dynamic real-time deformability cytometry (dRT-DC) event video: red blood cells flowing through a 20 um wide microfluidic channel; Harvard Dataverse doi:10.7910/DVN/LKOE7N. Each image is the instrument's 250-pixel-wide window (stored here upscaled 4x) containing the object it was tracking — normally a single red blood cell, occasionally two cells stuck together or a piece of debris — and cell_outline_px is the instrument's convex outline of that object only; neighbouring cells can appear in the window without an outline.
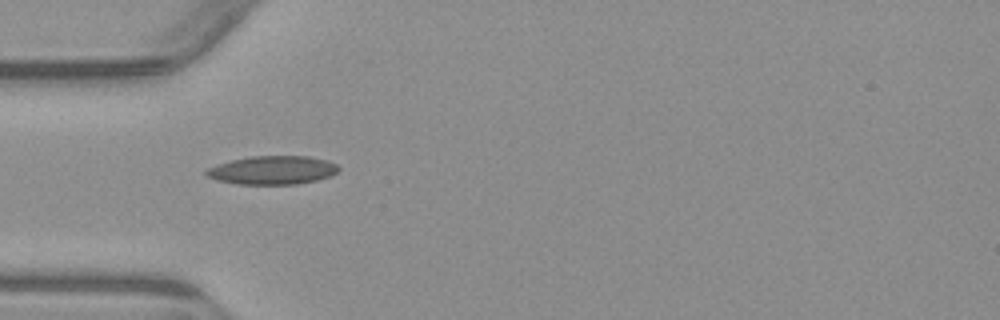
{"species": "common noctule bat (a hibernating species)", "species_latin": "Nyctalus noctula", "temperature_condition": "warm", "stored_images_in_passage": 3, "camera_frame_rate_fps": 3000, "um_per_image_px": 0.085, "animal": {"sex": "male", "body_mass_g": 23.1, "forearm_length_mm": 52.7}, "frame": {"image": 1, "passage_image": 1, "time_ms": 0.0, "image_size_px": [1000, 320], "cell_outline_px": [[340, 168], [336, 172], [328, 176], [316, 180], [296, 184], [236, 184], [220, 180], [208, 176], [204, 172], [208, 168], [232, 160], [252, 156], [308, 156], [324, 160], [336, 164]], "centroid_in_image_um": [23.17, 14.46], "position_along_channel_um": 61.8, "area_um2": 21.56}}
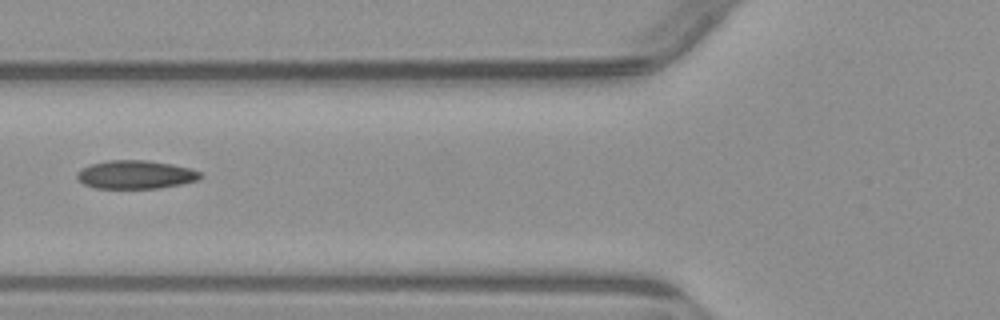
{"frame": {"image": 2, "passage_image": 2, "time_ms": 1.333, "image_size_px": [1000, 320], "cell_outline_px": [[204, 176], [196, 180], [180, 184], [160, 188], [96, 188], [84, 184], [76, 176], [76, 172], [80, 168], [92, 164], [108, 160], [148, 160], [172, 164], [188, 168], [200, 172]], "centroid_in_image_um": [11.51, 14.83], "position_along_channel_um": 114.3, "area_um2": 20.35}}
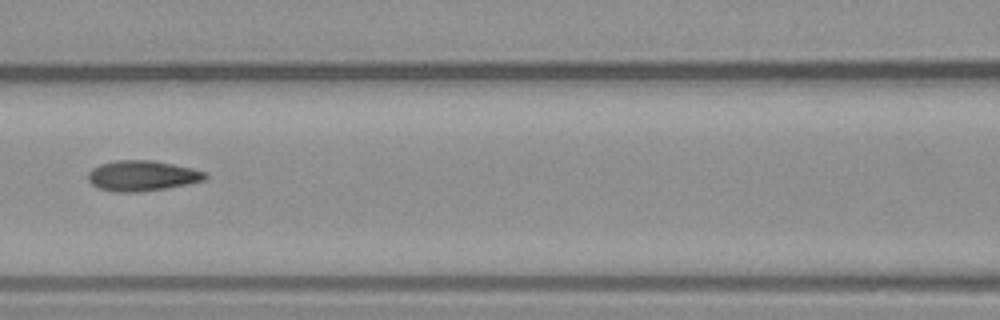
{"frame": {"image": 3, "passage_image": 3, "time_ms": 2.333, "image_size_px": [1000, 320], "cell_outline_px": [[208, 176], [204, 180], [164, 188], [140, 192], [112, 192], [96, 188], [88, 180], [88, 172], [92, 168], [100, 164], [116, 160], [152, 160], [192, 168], [208, 172]], "centroid_in_image_um": [12.04, 14.94], "position_along_channel_um": 154.6, "area_um2": 20.81}}